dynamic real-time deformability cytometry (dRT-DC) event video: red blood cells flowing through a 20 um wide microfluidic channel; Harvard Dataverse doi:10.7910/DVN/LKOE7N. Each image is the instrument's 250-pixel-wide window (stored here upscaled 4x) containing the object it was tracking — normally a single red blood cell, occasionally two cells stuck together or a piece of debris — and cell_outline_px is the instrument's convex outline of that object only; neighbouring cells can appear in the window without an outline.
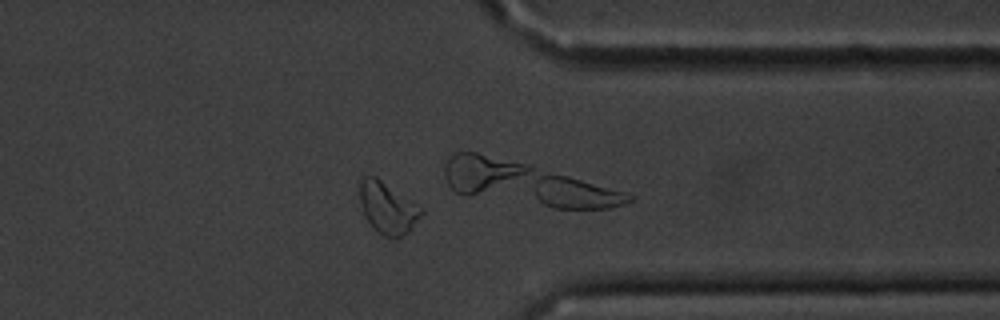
{"species": "common noctule bat (a hibernating species)", "species_latin": "Nyctalus noctula", "temperature_condition": "cold", "stored_images_in_passage": 15, "camera_frame_rate_fps": 3000, "um_per_image_px": 0.085, "animal": {"sex": "male", "body_mass_g": 20.1, "forearm_length_mm": 53.5}, "frame": {"image": 1, "passage_image": 13, "time_ms": 14.667, "image_size_px": [1000, 320], "cell_outline_px": [[424, 212], [412, 228], [408, 232], [396, 240], [384, 236], [376, 232], [372, 228], [364, 216], [360, 204], [356, 184], [360, 176], [376, 176], [424, 208]], "centroid_in_image_um": [32.9, 17.65], "position_along_channel_um": 378.5, "area_um2": 19.36}, "authors_computed_cell_mechanics": {"area_um2": 17.34, "velocity_mm_per_s": 3.3853, "shape_relaxation_time_tau1_ms": 1.4279, "shape_relaxation_time_tau2_ms": 2.0092, "deformation_change_tau1": 0.1205, "deformation_change_tau2": 0.1071}}